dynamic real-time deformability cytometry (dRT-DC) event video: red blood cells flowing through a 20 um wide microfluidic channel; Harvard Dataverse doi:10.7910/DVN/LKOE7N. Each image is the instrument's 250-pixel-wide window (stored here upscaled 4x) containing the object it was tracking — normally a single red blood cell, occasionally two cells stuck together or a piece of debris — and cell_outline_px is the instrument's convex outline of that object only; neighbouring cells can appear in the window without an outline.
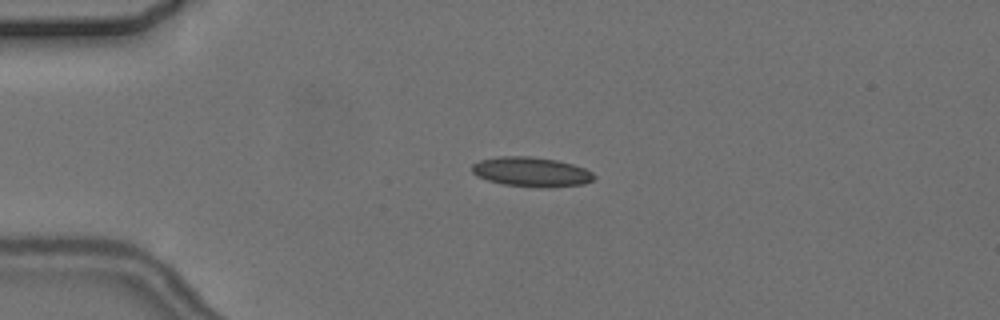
{"species": "common noctule bat (a hibernating species)", "species_latin": "Nyctalus noctula", "temperature_condition": "cold", "stored_images_in_passage": 4, "camera_frame_rate_fps": 3000, "um_per_image_px": 0.085, "animal": {"sex": "female", "body_mass_g": 24.6, "forearm_length_mm": 56.2}, "frame": {"image": 1, "passage_image": 4, "time_ms": 3.667, "image_size_px": [1000, 320], "cell_outline_px": [[596, 176], [592, 180], [584, 184], [552, 188], [548, 188], [504, 184], [488, 180], [476, 176], [472, 172], [472, 164], [480, 160], [496, 156], [532, 156], [556, 160], [572, 164], [584, 168], [592, 172]], "centroid_in_image_um": [45.16, 14.61], "position_along_channel_um": 39.8, "area_um2": 21.15}}